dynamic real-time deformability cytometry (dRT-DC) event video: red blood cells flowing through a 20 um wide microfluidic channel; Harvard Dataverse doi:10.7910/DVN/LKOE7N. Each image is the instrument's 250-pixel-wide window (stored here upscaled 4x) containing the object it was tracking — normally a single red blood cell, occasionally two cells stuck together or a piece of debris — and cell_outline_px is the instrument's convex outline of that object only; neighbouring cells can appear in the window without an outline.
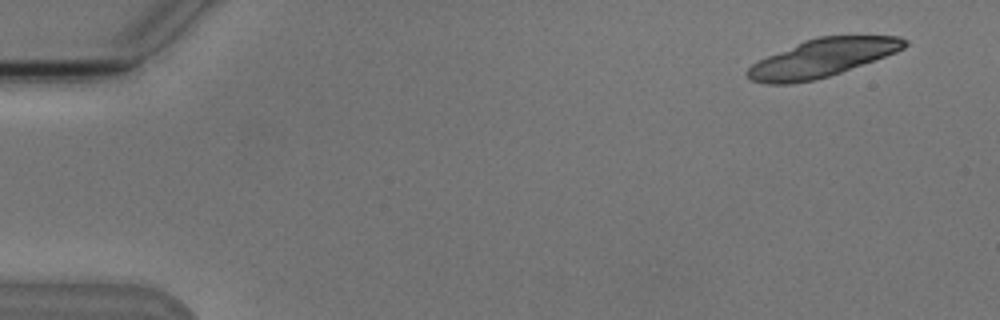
{"species": "Egyptian fruit bat (a non-hibernating species)", "species_latin": "Rousettus aegyptiacus", "temperature_condition": "cold", "stored_images_in_passage": 5, "camera_frame_rate_fps": 3000, "um_per_image_px": 0.085, "animal": {"sex": "male"}, "frame": {"image": 1, "passage_image": 1, "time_ms": 0.0, "image_size_px": [1000, 320], "cell_outline_px": [[908, 44], [904, 48], [896, 52], [840, 72], [828, 76], [812, 80], [788, 84], [768, 84], [752, 80], [744, 72], [752, 64], [768, 56], [804, 40], [816, 36], [900, 36], [908, 40]], "centroid_in_image_um": [69.89, 4.92], "position_along_channel_um": 15.1, "area_um2": 34.28}}